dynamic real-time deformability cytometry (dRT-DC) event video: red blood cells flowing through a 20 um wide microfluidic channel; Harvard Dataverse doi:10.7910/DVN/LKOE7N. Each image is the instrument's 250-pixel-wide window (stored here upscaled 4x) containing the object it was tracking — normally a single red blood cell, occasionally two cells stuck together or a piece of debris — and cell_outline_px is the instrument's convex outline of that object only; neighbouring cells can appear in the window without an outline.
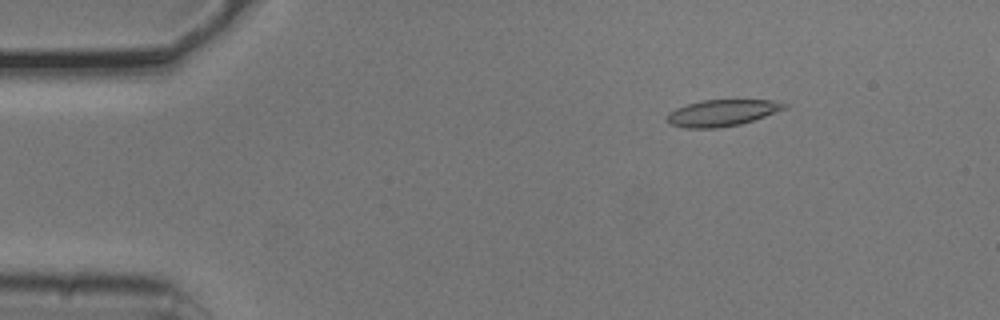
{"species": "common noctule bat (a hibernating species)", "species_latin": "Nyctalus noctula", "temperature_condition": "cold", "stored_images_in_passage": 6, "camera_frame_rate_fps": 3000, "um_per_image_px": 0.085, "animal": {"sex": "male", "body_mass_g": 20.5, "forearm_length_mm": 52.5}, "frame": {"image": 1, "passage_image": 2, "time_ms": 0.333, "image_size_px": [1000, 320], "cell_outline_px": [[788, 108], [740, 124], [716, 128], [684, 128], [668, 124], [668, 112], [676, 108], [688, 104], [704, 100], [772, 100], [788, 104]], "centroid_in_image_um": [61.37, 9.59], "position_along_channel_um": 23.6, "area_um2": 17.98}}
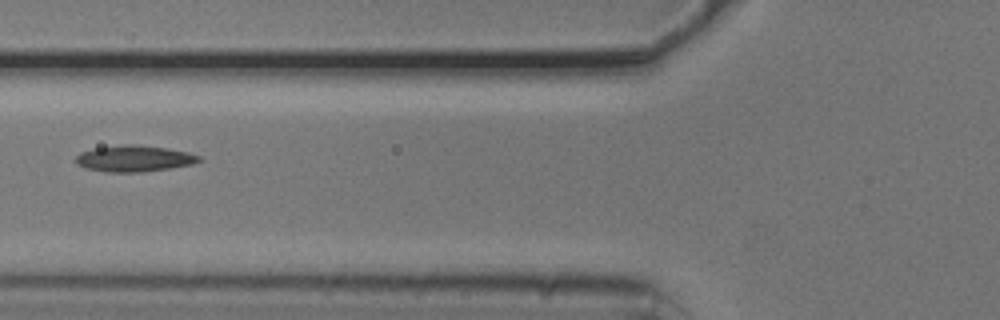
{"frame": {"image": 2, "passage_image": 5, "time_ms": 1.333, "image_size_px": [1000, 320], "cell_outline_px": [[204, 160], [192, 164], [172, 168], [140, 172], [104, 172], [84, 168], [76, 164], [76, 156], [80, 152], [96, 148], [124, 144], [136, 144], [164, 148], [188, 152], [200, 156]], "centroid_in_image_um": [11.4, 13.48], "position_along_channel_um": 114.4, "area_um2": 18.96}}
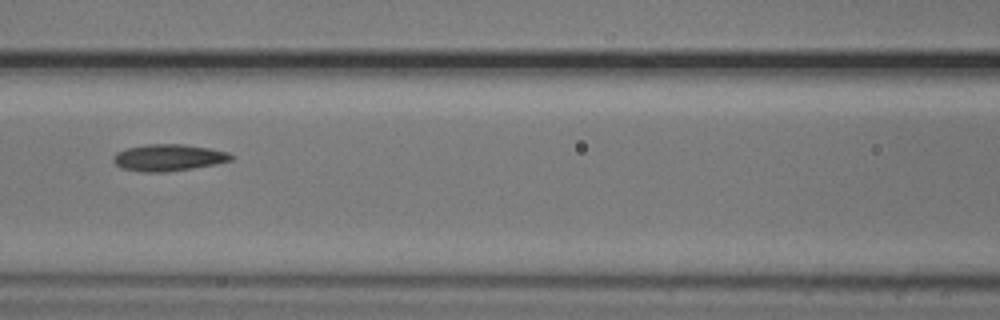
{"frame": {"image": 3, "passage_image": 6, "time_ms": 1.667, "image_size_px": [1000, 320], "cell_outline_px": [[236, 156], [232, 160], [216, 164], [168, 172], [140, 172], [120, 168], [112, 160], [112, 156], [116, 152], [128, 148], [148, 144], [184, 144], [208, 148], [228, 152]], "centroid_in_image_um": [14.31, 13.4], "position_along_channel_um": 152.3, "area_um2": 18.5}}